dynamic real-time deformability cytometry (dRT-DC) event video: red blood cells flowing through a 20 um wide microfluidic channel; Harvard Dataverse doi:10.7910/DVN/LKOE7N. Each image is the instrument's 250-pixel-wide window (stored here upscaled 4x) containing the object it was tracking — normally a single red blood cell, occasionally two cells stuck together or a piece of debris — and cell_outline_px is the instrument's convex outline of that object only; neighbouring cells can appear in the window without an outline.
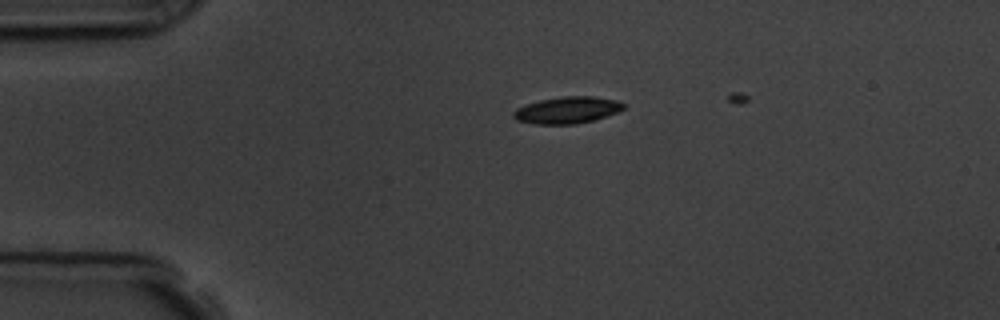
{"species": "common noctule bat (a hibernating species)", "species_latin": "Nyctalus noctula", "temperature_condition": "room temperature", "stored_images_in_passage": 17, "camera_frame_rate_fps": 3000, "um_per_image_px": 0.085, "animal": {"sex": "male", "body_mass_g": 19.5, "forearm_length_mm": 54.6}, "frame": {"image": 1, "passage_image": 1, "time_ms": 0.0, "image_size_px": [1000, 320], "cell_outline_px": [[628, 104], [624, 108], [616, 112], [592, 120], [576, 124], [536, 124], [516, 120], [512, 116], [512, 112], [516, 108], [540, 100], [564, 96], [592, 96], [616, 100]], "centroid_in_image_um": [48.2, 9.35], "position_along_channel_um": 36.8, "area_um2": 17.05}}
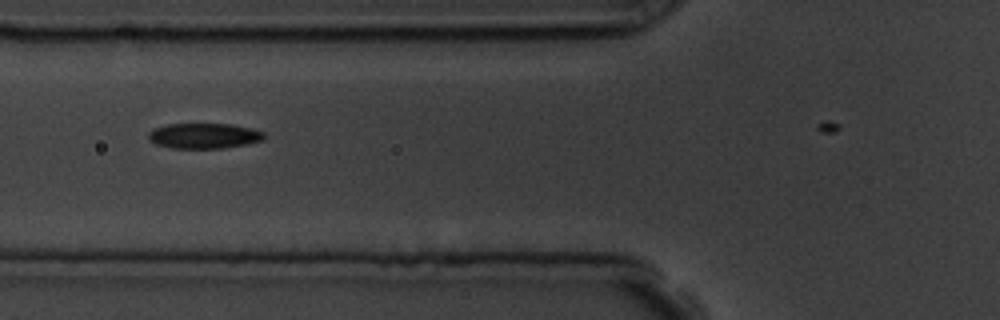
{"frame": {"image": 2, "passage_image": 10, "time_ms": 3.0, "image_size_px": [1000, 320], "cell_outline_px": [[264, 136], [260, 140], [244, 144], [224, 148], [172, 148], [156, 144], [148, 140], [148, 132], [152, 128], [168, 124], [232, 124], [252, 128], [264, 132]], "centroid_in_image_um": [17.28, 11.53], "position_along_channel_um": 108.5, "area_um2": 17.05}}
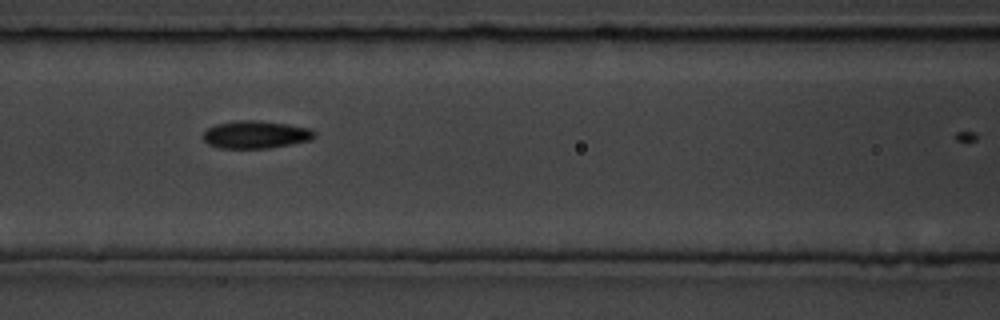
{"frame": {"image": 3, "passage_image": 13, "time_ms": 4.0, "image_size_px": [1000, 320], "cell_outline_px": [[316, 136], [312, 140], [268, 148], [220, 148], [208, 144], [204, 140], [204, 132], [208, 128], [216, 124], [236, 120], [260, 120], [288, 124], [312, 128], [316, 132]], "centroid_in_image_um": [21.78, 11.43], "position_along_channel_um": 144.8, "area_um2": 18.09}}